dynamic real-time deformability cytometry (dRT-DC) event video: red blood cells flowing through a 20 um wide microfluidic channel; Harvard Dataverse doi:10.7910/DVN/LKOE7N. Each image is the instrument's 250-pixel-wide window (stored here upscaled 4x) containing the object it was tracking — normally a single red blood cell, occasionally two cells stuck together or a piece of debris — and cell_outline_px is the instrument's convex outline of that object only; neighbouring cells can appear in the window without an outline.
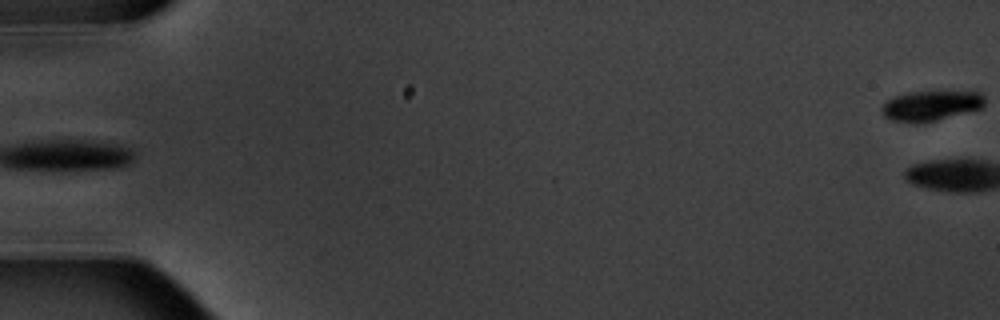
{"species": "common noctule bat (a hibernating species)", "species_latin": "Nyctalus noctula", "temperature_condition": "warm", "stored_images_in_passage": 5, "camera_frame_rate_fps": 3000, "um_per_image_px": 0.085, "animal": {"sex": "male", "body_mass_g": 20.1, "forearm_length_mm": 53.5}, "frame": {"image": 1, "passage_image": 5, "time_ms": 5.333, "image_size_px": [1000, 320], "cell_outline_px": [[984, 104], [980, 108], [936, 120], [916, 124], [912, 124], [892, 120], [884, 116], [880, 112], [880, 108], [888, 100], [896, 96], [908, 92], [980, 92], [984, 96]], "centroid_in_image_um": [79.07, 9.0], "position_along_channel_um": 5.9, "area_um2": 17.86}}